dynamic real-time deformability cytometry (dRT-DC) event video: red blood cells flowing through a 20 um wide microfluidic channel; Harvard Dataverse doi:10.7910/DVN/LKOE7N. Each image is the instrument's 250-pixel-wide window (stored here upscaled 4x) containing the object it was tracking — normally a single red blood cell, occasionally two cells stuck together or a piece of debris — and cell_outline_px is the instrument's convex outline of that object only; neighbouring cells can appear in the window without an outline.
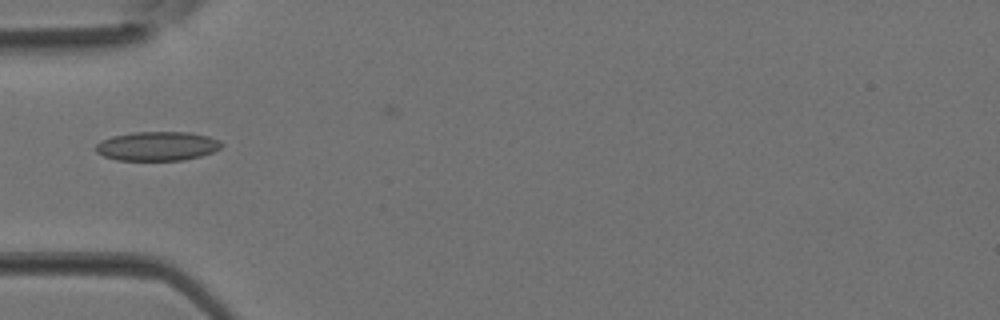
{"species": "Egyptian fruit bat (a non-hibernating species)", "species_latin": "Rousettus aegyptiacus", "temperature_condition": "room temperature", "stored_images_in_passage": 2, "camera_frame_rate_fps": 3000, "um_per_image_px": 0.085, "animal": {"sex": "female"}, "frame": {"image": 1, "passage_image": 2, "time_ms": 0.333, "image_size_px": [1000, 320], "cell_outline_px": [[224, 144], [220, 148], [212, 152], [200, 156], [184, 160], [116, 160], [104, 156], [96, 152], [96, 144], [100, 140], [112, 136], [132, 132], [188, 132], [208, 136], [220, 140]], "centroid_in_image_um": [13.36, 12.42], "position_along_channel_um": 71.6, "area_um2": 21.44}}